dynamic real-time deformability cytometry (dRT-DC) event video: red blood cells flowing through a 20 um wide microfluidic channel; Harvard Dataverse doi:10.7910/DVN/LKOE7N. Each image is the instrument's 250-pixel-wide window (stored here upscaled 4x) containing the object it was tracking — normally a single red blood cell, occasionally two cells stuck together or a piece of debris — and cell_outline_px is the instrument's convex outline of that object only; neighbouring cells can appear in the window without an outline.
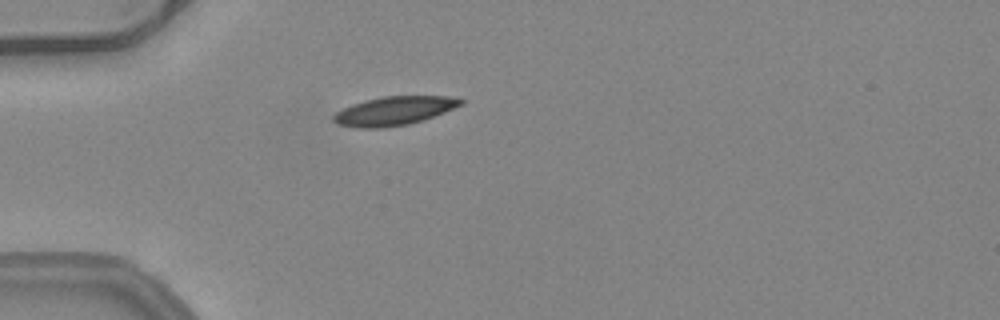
{"species": "common noctule bat (a hibernating species)", "species_latin": "Nyctalus noctula", "temperature_condition": "warm", "stored_images_in_passage": 25, "camera_frame_rate_fps": 3000, "um_per_image_px": 0.085, "animal": {"sex": "female", "body_mass_g": 24.6, "forearm_length_mm": 56.2}, "frame": {"image": 1, "passage_image": 1, "time_ms": 0.0, "image_size_px": [1000, 320], "cell_outline_px": [[464, 104], [424, 120], [408, 124], [384, 128], [356, 128], [336, 124], [332, 120], [332, 116], [336, 112], [352, 104], [364, 100], [384, 96], [448, 96], [464, 100]], "centroid_in_image_um": [33.47, 9.43], "position_along_channel_um": 51.5, "area_um2": 21.44}}
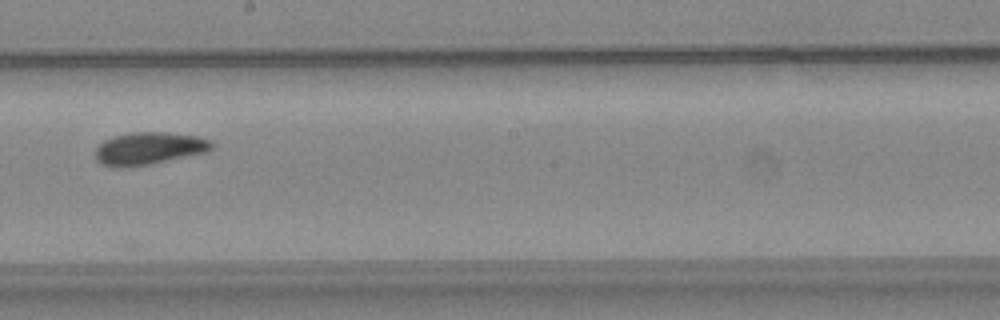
{"frame": {"image": 2, "passage_image": 16, "time_ms": 5.0, "image_size_px": [1000, 320], "cell_outline_px": [[212, 148], [208, 152], [148, 164], [100, 164], [96, 160], [96, 148], [104, 140], [116, 136], [132, 132], [168, 132], [196, 136], [212, 140]], "centroid_in_image_um": [12.74, 12.56], "position_along_channel_um": 235.5, "area_um2": 21.21}}
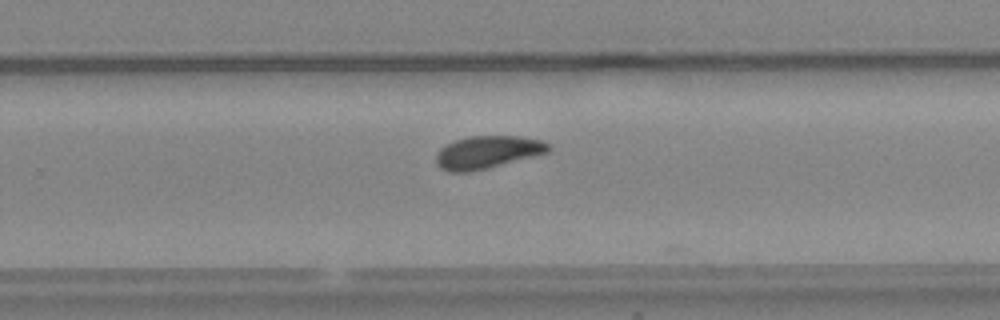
{"frame": {"image": 3, "passage_image": 20, "time_ms": 6.333, "image_size_px": [1000, 320], "cell_outline_px": [[552, 148], [548, 152], [488, 168], [472, 172], [448, 172], [440, 168], [436, 164], [436, 152], [440, 148], [456, 140], [468, 136], [516, 136], [540, 140], [548, 144]], "centroid_in_image_um": [41.39, 12.95], "position_along_channel_um": 288.4, "area_um2": 21.33}}